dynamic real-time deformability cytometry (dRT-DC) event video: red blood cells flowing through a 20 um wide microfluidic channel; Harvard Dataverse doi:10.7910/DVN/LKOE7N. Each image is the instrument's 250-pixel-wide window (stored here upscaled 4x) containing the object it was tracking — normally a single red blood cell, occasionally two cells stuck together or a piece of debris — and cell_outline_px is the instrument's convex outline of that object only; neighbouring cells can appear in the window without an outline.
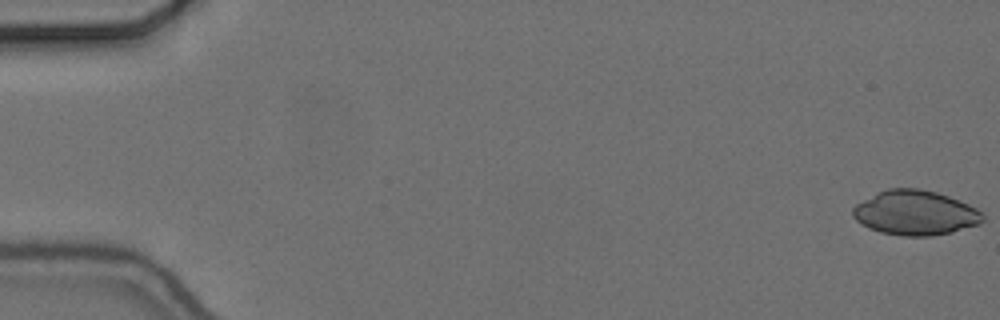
{"species": "common noctule bat (a hibernating species)", "species_latin": "Nyctalus noctula", "temperature_condition": "cold", "stored_images_in_passage": 56, "camera_frame_rate_fps": 3000, "um_per_image_px": 0.085, "animal": {"sex": "female", "body_mass_g": 24.6, "forearm_length_mm": 56.2}, "frame": {"image": 1, "passage_image": 1, "time_ms": 0.0, "image_size_px": [1000, 320], "cell_outline_px": [[984, 220], [980, 224], [952, 232], [932, 236], [900, 236], [880, 232], [868, 228], [856, 220], [852, 216], [852, 208], [856, 204], [876, 192], [888, 188], [920, 188], [936, 192], [948, 196], [968, 204], [976, 208], [984, 216]], "centroid_in_image_um": [77.77, 18.09], "position_along_channel_um": 7.2, "area_um2": 34.04}}